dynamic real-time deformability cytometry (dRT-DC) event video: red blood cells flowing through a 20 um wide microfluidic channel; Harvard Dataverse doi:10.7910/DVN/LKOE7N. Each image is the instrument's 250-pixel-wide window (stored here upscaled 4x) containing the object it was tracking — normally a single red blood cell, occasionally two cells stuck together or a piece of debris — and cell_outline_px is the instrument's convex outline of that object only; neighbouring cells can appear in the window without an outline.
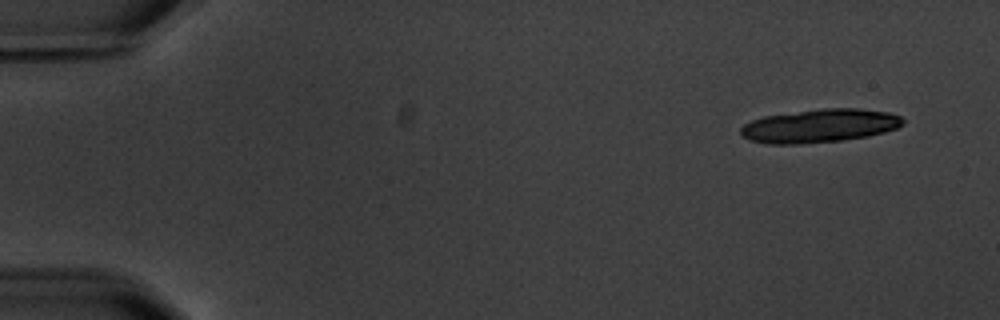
{"species": "common noctule bat (a hibernating species)", "species_latin": "Nyctalus noctula", "temperature_condition": "warm", "stored_images_in_passage": 4, "camera_frame_rate_fps": 3000, "um_per_image_px": 0.085, "animal": {"sex": "male", "body_mass_g": 20.1, "forearm_length_mm": 53.5}, "frame": {"image": 1, "passage_image": 1, "time_ms": 0.0, "image_size_px": [1000, 320], "cell_outline_px": [[904, 124], [896, 128], [884, 132], [868, 136], [844, 140], [796, 144], [768, 144], [752, 140], [740, 136], [740, 128], [744, 124], [752, 120], [764, 116], [824, 108], [856, 108], [888, 112], [900, 116], [904, 120]], "centroid_in_image_um": [69.66, 10.69], "position_along_channel_um": 15.3, "area_um2": 31.56}}